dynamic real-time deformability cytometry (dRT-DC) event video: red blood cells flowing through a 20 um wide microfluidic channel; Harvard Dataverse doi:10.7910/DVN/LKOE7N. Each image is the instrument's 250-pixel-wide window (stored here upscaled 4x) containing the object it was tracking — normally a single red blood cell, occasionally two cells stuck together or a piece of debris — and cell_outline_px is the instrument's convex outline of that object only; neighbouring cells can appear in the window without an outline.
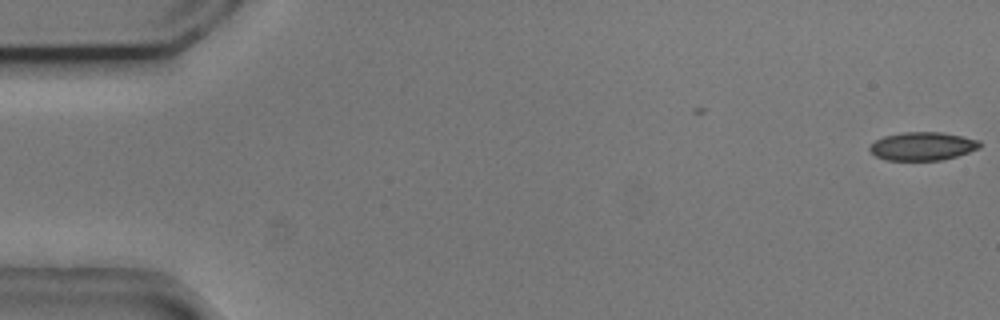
{"species": "common noctule bat (a hibernating species)", "species_latin": "Nyctalus noctula", "temperature_condition": "cold", "stored_images_in_passage": 10, "camera_frame_rate_fps": 3000, "um_per_image_px": 0.085, "animal": {"sex": "male", "body_mass_g": 20.5, "forearm_length_mm": 52.5}, "frame": {"image": 1, "passage_image": 1, "time_ms": 0.0, "image_size_px": [1000, 320], "cell_outline_px": [[980, 148], [956, 156], [940, 160], [884, 160], [876, 156], [868, 148], [876, 140], [884, 136], [904, 132], [940, 132], [980, 140]], "centroid_in_image_um": [78.41, 12.43], "position_along_channel_um": 6.6, "area_um2": 17.98}}